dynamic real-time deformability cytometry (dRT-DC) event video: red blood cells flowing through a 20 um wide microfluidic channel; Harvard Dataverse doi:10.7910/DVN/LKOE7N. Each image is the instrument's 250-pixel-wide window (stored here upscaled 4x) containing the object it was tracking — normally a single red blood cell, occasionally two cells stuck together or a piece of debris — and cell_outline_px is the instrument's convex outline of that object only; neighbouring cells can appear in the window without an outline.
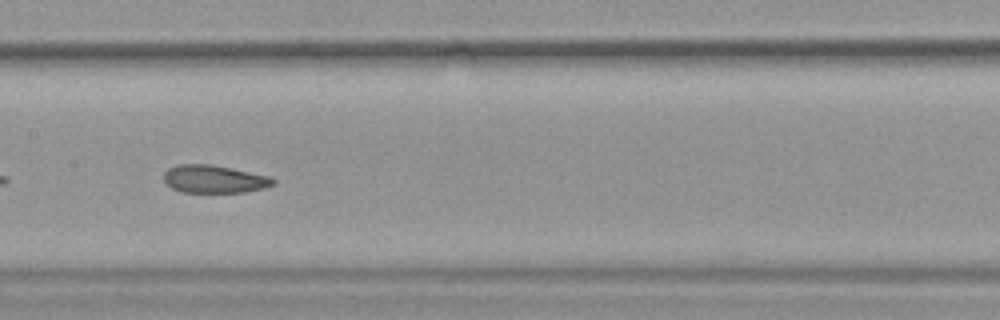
{"species": "common noctule bat (a hibernating species)", "species_latin": "Nyctalus noctula", "temperature_condition": "warm", "stored_images_in_passage": 37, "camera_frame_rate_fps": 3000, "um_per_image_px": 0.085, "animal": {"sex": "female", "body_mass_g": 19.9}, "frame": {"image": 1, "passage_image": 11, "time_ms": 3.333, "image_size_px": [1000, 320], "cell_outline_px": [[276, 184], [264, 188], [244, 192], [180, 192], [172, 188], [164, 180], [164, 172], [168, 168], [176, 164], [212, 164], [272, 176], [276, 180]], "centroid_in_image_um": [18.24, 15.21], "position_along_channel_um": 189.2, "area_um2": 17.98}, "authors_computed_cell_mechanics": {"area_um2": 18.9584, "velocity_mm_per_s": 3.7782, "shape_relaxation_time_tau1_ms": null, "shape_relaxation_time_tau2_ms": 1.7839, "deformation_change_tau1": null, "deformation_change_tau2": 0.0854}}